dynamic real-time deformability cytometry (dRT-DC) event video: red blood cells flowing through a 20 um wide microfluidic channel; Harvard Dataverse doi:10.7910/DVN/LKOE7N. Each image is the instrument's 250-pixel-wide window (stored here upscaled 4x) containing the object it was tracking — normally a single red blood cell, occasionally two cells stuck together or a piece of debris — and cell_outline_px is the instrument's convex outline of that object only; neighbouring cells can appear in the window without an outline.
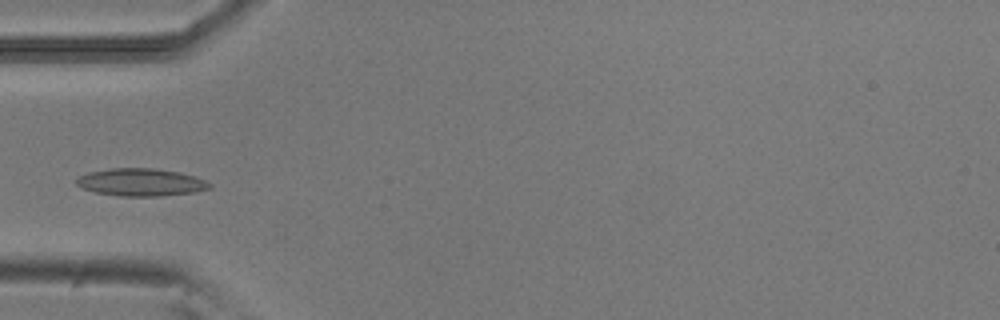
{"species": "common noctule bat (a hibernating species)", "species_latin": "Nyctalus noctula", "temperature_condition": "room temperature", "stored_images_in_passage": 2, "camera_frame_rate_fps": 3000, "um_per_image_px": 0.085, "animal": {"sex": "male", "body_mass_g": 20.5, "forearm_length_mm": 52.5}, "frame": {"image": 1, "passage_image": 1, "time_ms": 0.0, "image_size_px": [1000, 320], "cell_outline_px": [[212, 188], [196, 192], [160, 196], [120, 196], [96, 192], [80, 188], [76, 184], [76, 180], [80, 176], [88, 172], [112, 168], [156, 168], [180, 172], [196, 176], [212, 184]], "centroid_in_image_um": [12.01, 15.49], "position_along_channel_um": 73.0, "area_um2": 21.56}}
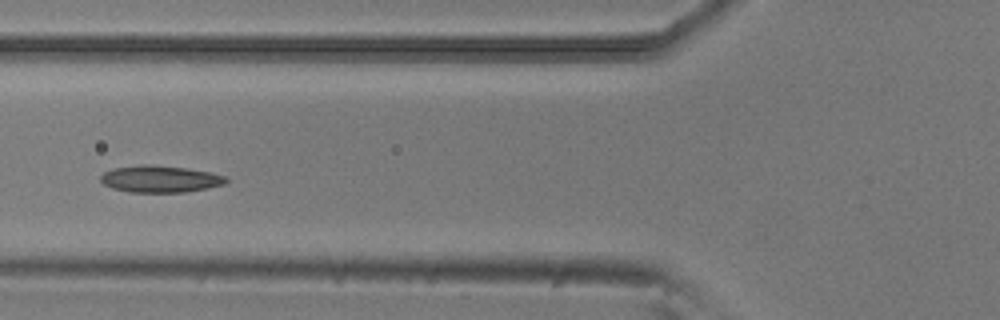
{"frame": {"image": 2, "passage_image": 2, "time_ms": 0.333, "image_size_px": [1000, 320], "cell_outline_px": [[228, 180], [224, 184], [208, 188], [184, 192], [128, 192], [112, 188], [104, 184], [100, 180], [100, 176], [104, 172], [112, 168], [140, 164], [148, 164], [184, 168], [208, 172], [224, 176]], "centroid_in_image_um": [13.55, 15.21], "position_along_channel_um": 112.2, "area_um2": 19.54}}